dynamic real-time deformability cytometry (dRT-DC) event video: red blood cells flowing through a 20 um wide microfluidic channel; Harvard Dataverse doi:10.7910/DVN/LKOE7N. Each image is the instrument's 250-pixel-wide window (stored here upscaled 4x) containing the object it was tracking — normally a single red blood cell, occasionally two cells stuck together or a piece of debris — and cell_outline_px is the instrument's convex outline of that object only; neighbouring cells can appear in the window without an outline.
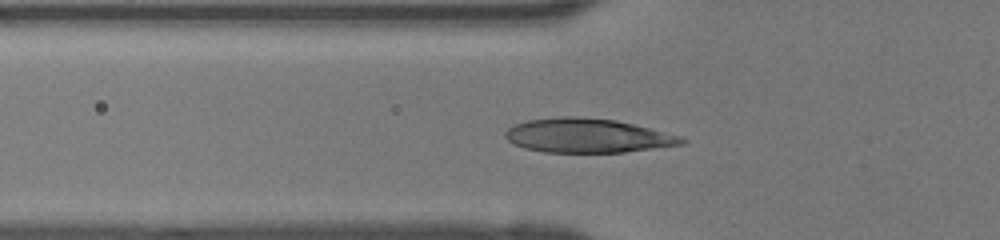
{"species": "human", "species_latin": "Homo sapiens", "temperature_condition": "room temperature", "stored_images_in_passage": 35, "camera_frame_rate_fps": 3000, "um_per_image_px": 0.085, "donor": {"sex": "female"}, "frame": {"image": 1, "passage_image": 5, "time_ms": 1.333, "image_size_px": [1000, 240], "cell_outline_px": [[688, 140], [684, 144], [624, 152], [544, 152], [524, 148], [508, 140], [504, 136], [504, 132], [508, 128], [516, 124], [528, 120], [560, 116], [576, 116], [616, 120], [680, 136]], "centroid_in_image_um": [49.91, 11.52], "position_along_channel_um": 75.9, "area_um2": 34.85}}
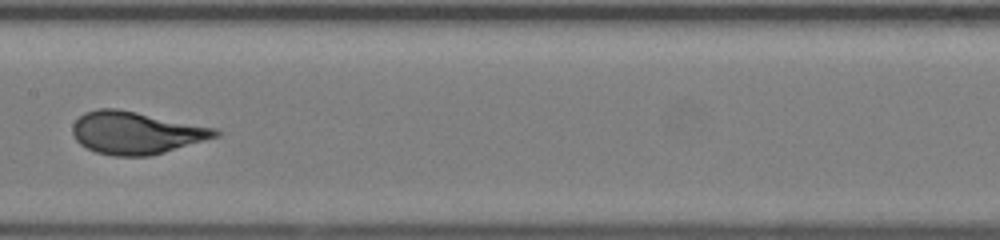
{"frame": {"image": 2, "passage_image": 13, "time_ms": 4.0, "image_size_px": [1000, 240], "cell_outline_px": [[220, 136], [164, 152], [148, 156], [112, 156], [96, 152], [80, 144], [76, 140], [72, 132], [72, 124], [84, 112], [96, 108], [116, 108], [216, 128], [220, 132]], "centroid_in_image_um": [11.53, 11.28], "position_along_channel_um": 195.9, "area_um2": 35.2}}
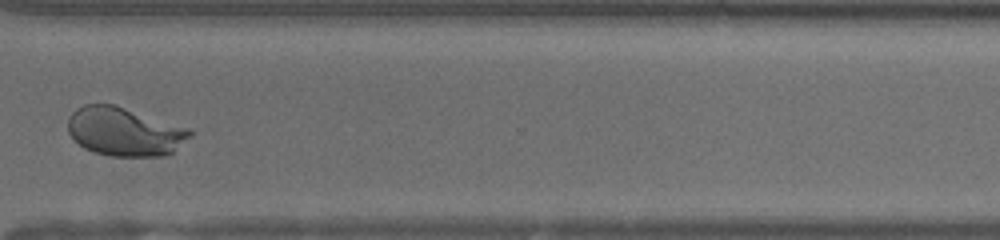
{"frame": {"image": 3, "passage_image": 24, "time_ms": 7.667, "image_size_px": [1000, 240], "cell_outline_px": [[192, 136], [168, 156], [108, 156], [84, 148], [68, 132], [68, 120], [72, 112], [76, 108], [84, 104], [112, 104], [192, 128]], "centroid_in_image_um": [10.63, 11.19], "position_along_channel_um": 360.0, "area_um2": 34.74}}